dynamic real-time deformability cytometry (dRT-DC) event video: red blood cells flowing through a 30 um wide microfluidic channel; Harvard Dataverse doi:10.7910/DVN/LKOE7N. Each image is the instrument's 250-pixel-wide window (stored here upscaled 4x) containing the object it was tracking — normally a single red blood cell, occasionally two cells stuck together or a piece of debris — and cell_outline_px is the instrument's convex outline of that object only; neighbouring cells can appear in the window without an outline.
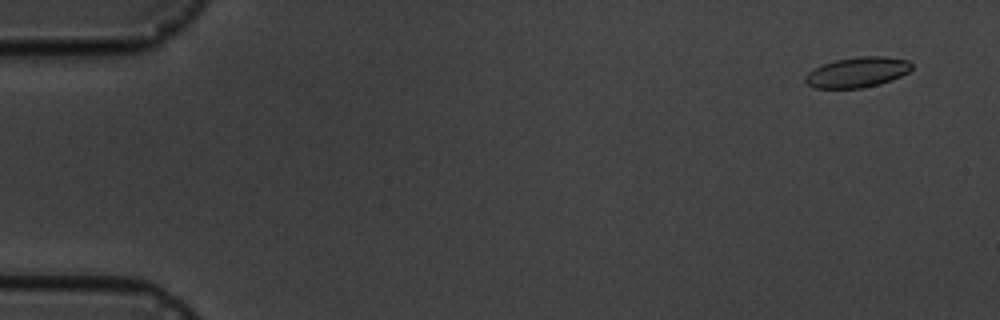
{"species": "common noctule bat (a hibernating species)", "species_latin": "Nyctalus noctula", "temperature_condition": "cold", "stored_images_in_passage": 5, "camera_frame_rate_fps": 3000, "um_per_image_px": 0.085, "animal": {"sex": "male", "body_mass_g": 19.5, "forearm_length_mm": 54.6}, "frame": {"image": 1, "passage_image": 1, "time_ms": 0.0, "image_size_px": [1000, 320], "cell_outline_px": [[912, 68], [908, 72], [900, 76], [880, 84], [864, 88], [812, 88], [804, 80], [804, 76], [808, 72], [824, 64], [836, 60], [860, 56], [884, 56], [908, 60], [912, 64]], "centroid_in_image_um": [72.87, 6.14], "position_along_channel_um": 12.1, "area_um2": 18.73}}
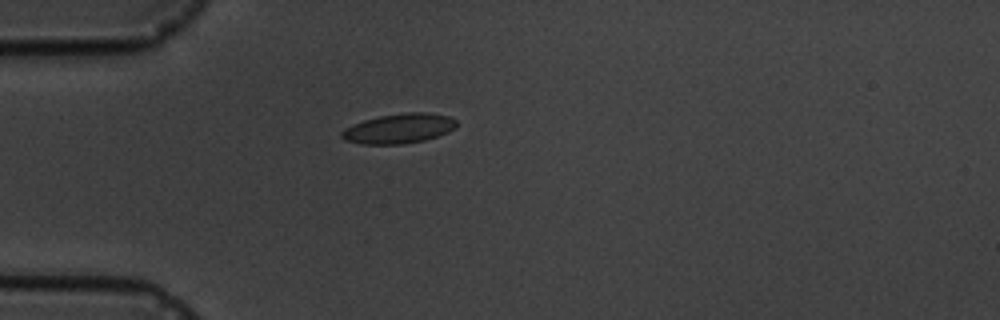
{"frame": {"image": 2, "passage_image": 5, "time_ms": 4.333, "image_size_px": [1000, 320], "cell_outline_px": [[456, 128], [448, 132], [424, 140], [400, 144], [360, 144], [344, 140], [340, 136], [340, 132], [344, 128], [352, 124], [364, 120], [380, 116], [408, 112], [428, 112], [448, 116], [456, 120]], "centroid_in_image_um": [33.88, 10.92], "position_along_channel_um": 51.1, "area_um2": 19.94}}